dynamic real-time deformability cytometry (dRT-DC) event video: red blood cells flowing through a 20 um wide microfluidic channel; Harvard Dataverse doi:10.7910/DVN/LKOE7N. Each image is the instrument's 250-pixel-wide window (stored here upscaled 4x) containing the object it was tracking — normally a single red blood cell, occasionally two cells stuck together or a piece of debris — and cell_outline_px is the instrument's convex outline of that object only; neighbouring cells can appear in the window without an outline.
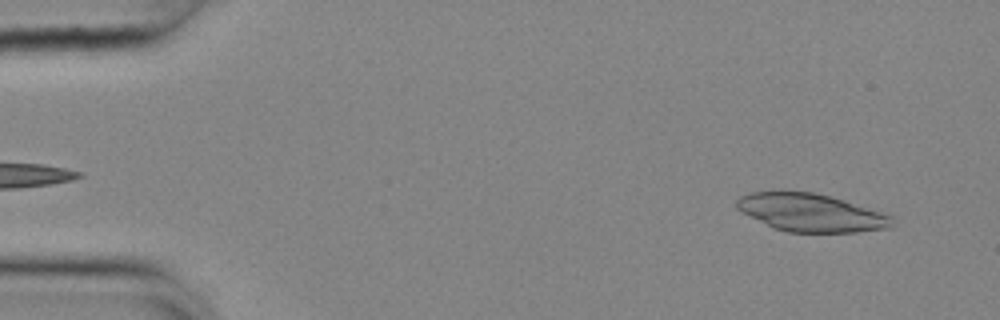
{"species": "common noctule bat (a hibernating species)", "species_latin": "Nyctalus noctula", "temperature_condition": "cold", "stored_images_in_passage": 30, "camera_frame_rate_fps": 3000, "um_per_image_px": 0.085, "animal": {"sex": "female", "body_mass_g": 25.1}, "frame": {"image": 1, "passage_image": 3, "time_ms": 0.667, "image_size_px": [1000, 320], "cell_outline_px": [[892, 228], [856, 232], [788, 232], [772, 228], [740, 212], [736, 208], [736, 200], [740, 196], [748, 192], [780, 188], [812, 192], [832, 196], [892, 216]], "centroid_in_image_um": [68.82, 18.04], "position_along_channel_um": 16.2, "area_um2": 35.2}}
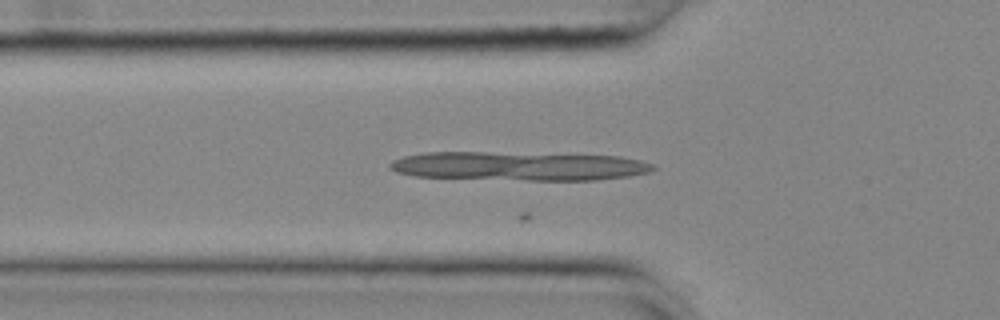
{"frame": {"image": 2, "passage_image": 17, "time_ms": 5.333, "image_size_px": [1000, 320], "cell_outline_px": [[656, 168], [652, 172], [628, 176], [596, 180], [528, 180], [416, 176], [396, 172], [388, 168], [388, 164], [392, 160], [404, 156], [424, 152], [488, 152], [620, 156], [640, 160], [652, 164]], "centroid_in_image_um": [44.1, 14.11], "position_along_channel_um": 81.7, "area_um2": 44.22}}
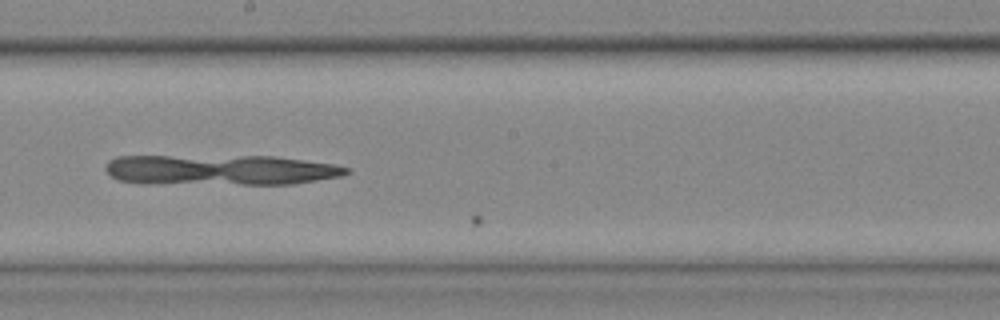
{"frame": {"image": 3, "passage_image": 29, "time_ms": 9.333, "image_size_px": [1000, 320], "cell_outline_px": [[352, 172], [340, 176], [292, 184], [144, 184], [120, 180], [112, 176], [104, 168], [108, 160], [116, 156], [276, 156], [332, 164], [352, 168]], "centroid_in_image_um": [18.71, 14.45], "position_along_channel_um": 229.5, "area_um2": 43.12}}